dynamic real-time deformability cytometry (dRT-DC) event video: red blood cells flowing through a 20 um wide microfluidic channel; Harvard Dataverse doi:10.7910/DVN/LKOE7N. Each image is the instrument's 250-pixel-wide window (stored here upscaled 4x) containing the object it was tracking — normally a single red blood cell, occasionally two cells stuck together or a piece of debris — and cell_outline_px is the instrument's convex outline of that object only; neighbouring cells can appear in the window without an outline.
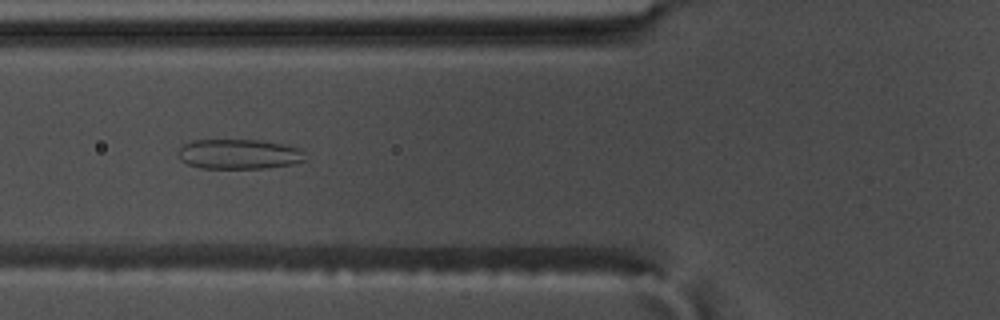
{"species": "common noctule bat (a hibernating species)", "species_latin": "Nyctalus noctula", "temperature_condition": "warm", "stored_images_in_passage": 50, "camera_frame_rate_fps": 3000, "um_per_image_px": 0.085, "animal": {"sex": "male", "body_mass_g": 17.5, "forearm_length_mm": 52.3}, "frame": {"image": 1, "passage_image": 14, "time_ms": 4.333, "image_size_px": [1000, 320], "cell_outline_px": [[304, 160], [292, 164], [264, 168], [200, 168], [188, 164], [180, 160], [180, 148], [184, 144], [192, 140], [256, 140], [280, 144], [300, 148], [304, 152]], "centroid_in_image_um": [20.3, 13.1], "position_along_channel_um": 105.5, "area_um2": 21.85}}
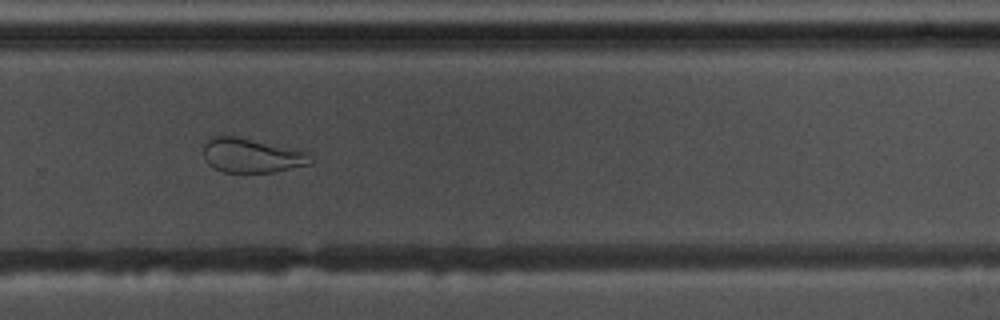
{"frame": {"image": 2, "passage_image": 31, "time_ms": 10.0, "image_size_px": [1000, 320], "cell_outline_px": [[312, 164], [272, 172], [220, 172], [212, 168], [204, 160], [204, 144], [212, 136], [236, 136], [296, 148], [308, 152]], "centroid_in_image_um": [21.38, 13.21], "position_along_channel_um": 308.4, "area_um2": 21.68}}
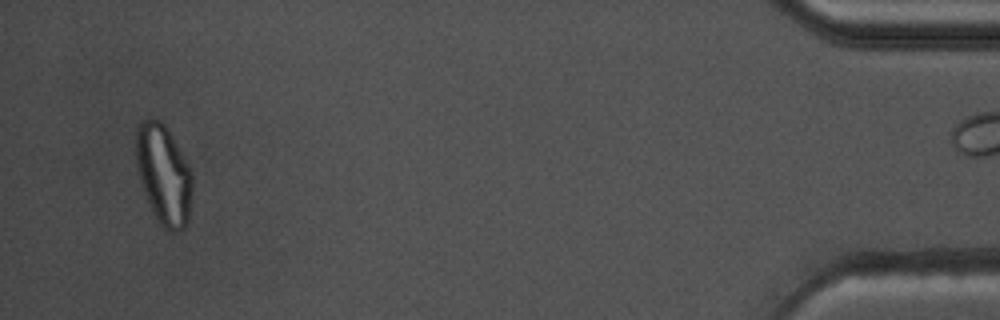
{"frame": {"image": 3, "passage_image": 47, "time_ms": 15.333, "image_size_px": [1000, 320], "cell_outline_px": [[192, 188], [188, 220], [184, 228], [180, 232], [168, 232], [156, 220], [152, 212], [144, 192], [140, 180], [136, 164], [136, 128], [140, 120], [160, 120], [164, 124], [180, 152], [192, 176]], "centroid_in_image_um": [13.88, 14.9], "position_along_channel_um": 421.3, "area_um2": 32.37}, "authors_computed_cell_mechanics": {"area_um2": 27.4839, "velocity_mm_per_s": 3.5879, "shape_relaxation_time_tau1_ms": null, "shape_relaxation_time_tau2_ms": 1.4316, "deformation_change_tau1": null, "deformation_change_tau2": 0.0834}}